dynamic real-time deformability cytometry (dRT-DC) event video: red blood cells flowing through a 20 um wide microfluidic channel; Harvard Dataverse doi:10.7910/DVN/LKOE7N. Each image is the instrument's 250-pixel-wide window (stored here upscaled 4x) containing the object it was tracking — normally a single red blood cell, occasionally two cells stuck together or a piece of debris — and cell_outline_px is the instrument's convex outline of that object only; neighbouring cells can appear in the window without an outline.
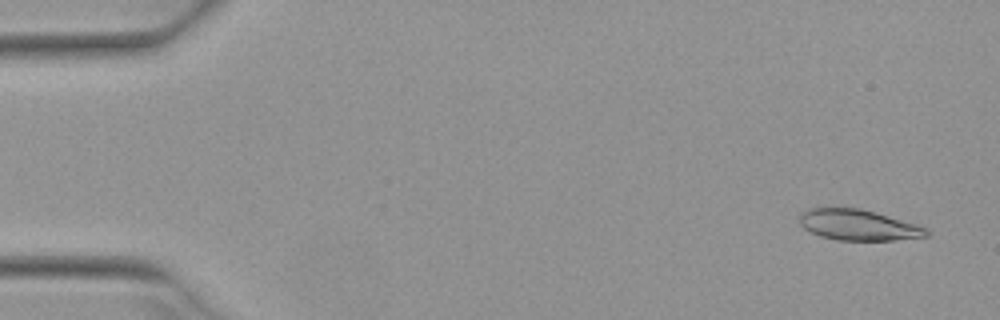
{"species": "Egyptian fruit bat (a non-hibernating species)", "species_latin": "Rousettus aegyptiacus", "temperature_condition": "warm", "stored_images_in_passage": 53, "camera_frame_rate_fps": 3000, "um_per_image_px": 0.085, "animal": {"sex": "female"}, "frame": {"image": 1, "passage_image": 3, "time_ms": 0.667, "image_size_px": [1000, 320], "cell_outline_px": [[928, 236], [892, 240], [836, 240], [820, 236], [804, 228], [800, 224], [800, 212], [808, 208], [860, 208], [916, 224], [928, 228]], "centroid_in_image_um": [72.93, 19.12], "position_along_channel_um": 12.1, "area_um2": 22.6}}
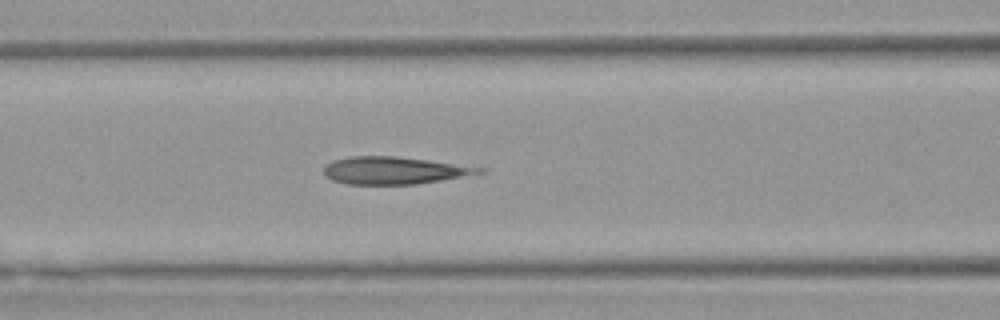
{"frame": {"image": 2, "passage_image": 22, "time_ms": 7.0, "image_size_px": [1000, 320], "cell_outline_px": [[488, 172], [416, 184], [348, 184], [332, 180], [324, 176], [324, 168], [332, 160], [348, 156], [396, 156], [428, 160], [488, 168]], "centroid_in_image_um": [33.52, 14.48], "position_along_channel_um": 133.1, "area_um2": 24.85}}
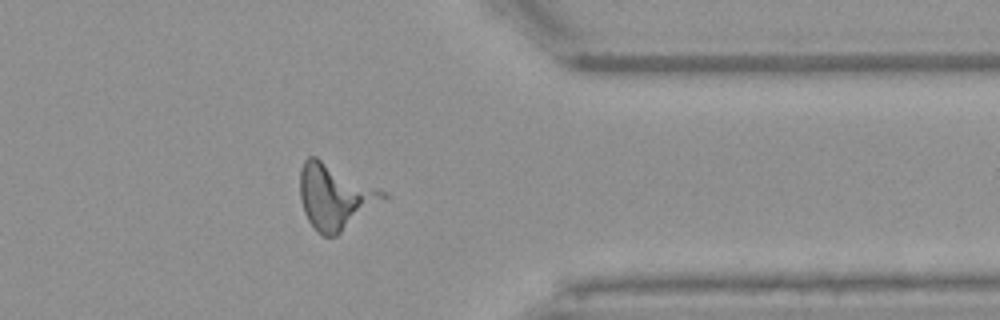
{"frame": {"image": 3, "passage_image": 42, "time_ms": 13.667, "image_size_px": [1000, 320], "cell_outline_px": [[392, 196], [336, 236], [324, 236], [308, 220], [304, 212], [300, 200], [300, 172], [304, 160], [308, 156], [316, 156], [388, 192]], "centroid_in_image_um": [28.53, 16.69], "position_along_channel_um": 382.9, "area_um2": 31.91}}